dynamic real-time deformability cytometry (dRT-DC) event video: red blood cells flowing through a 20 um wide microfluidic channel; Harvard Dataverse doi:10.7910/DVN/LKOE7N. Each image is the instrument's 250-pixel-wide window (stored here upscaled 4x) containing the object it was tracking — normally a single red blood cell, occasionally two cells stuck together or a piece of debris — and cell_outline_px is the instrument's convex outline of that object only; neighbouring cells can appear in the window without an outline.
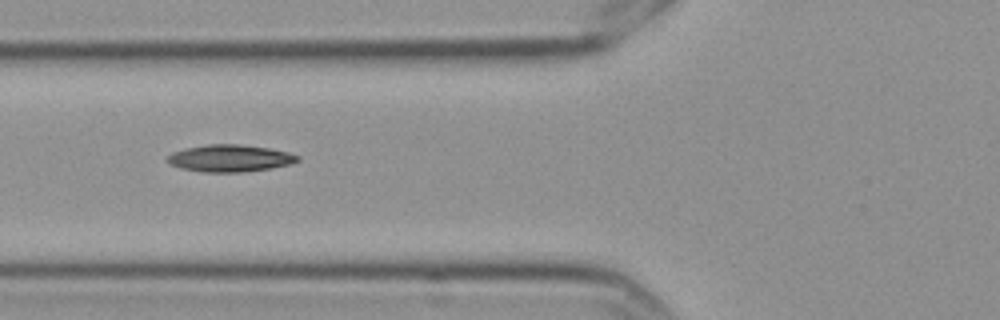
{"species": "Egyptian fruit bat (a non-hibernating species)", "species_latin": "Rousettus aegyptiacus", "temperature_condition": "cold", "stored_images_in_passage": 4, "camera_frame_rate_fps": 3000, "um_per_image_px": 0.085, "frame": {"image": 1, "passage_image": 3, "time_ms": 0.667, "image_size_px": [1000, 320], "cell_outline_px": [[300, 160], [292, 164], [272, 168], [240, 172], [204, 172], [180, 168], [164, 160], [172, 152], [184, 148], [208, 144], [240, 144], [268, 148], [288, 152], [300, 156]], "centroid_in_image_um": [19.55, 13.45], "position_along_channel_um": 106.3, "area_um2": 20.63}}
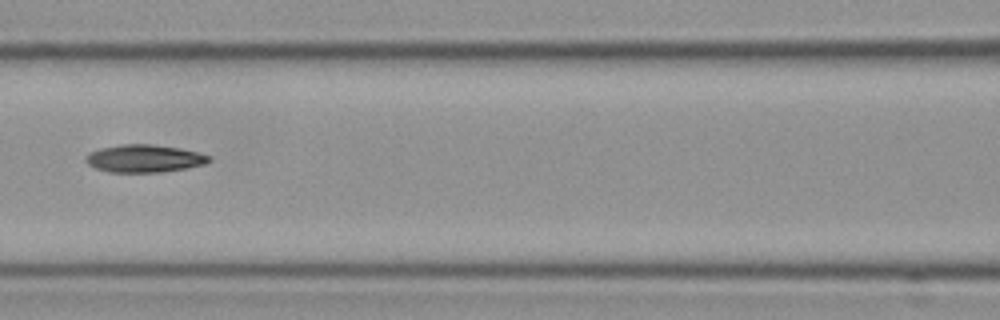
{"frame": {"image": 2, "passage_image": 4, "time_ms": 1.0, "image_size_px": [1000, 320], "cell_outline_px": [[212, 160], [204, 164], [184, 168], [160, 172], [108, 172], [96, 168], [88, 164], [84, 160], [84, 156], [100, 148], [120, 144], [152, 144], [180, 148], [212, 156]], "centroid_in_image_um": [12.25, 13.46], "position_along_channel_um": 154.4, "area_um2": 19.83}}